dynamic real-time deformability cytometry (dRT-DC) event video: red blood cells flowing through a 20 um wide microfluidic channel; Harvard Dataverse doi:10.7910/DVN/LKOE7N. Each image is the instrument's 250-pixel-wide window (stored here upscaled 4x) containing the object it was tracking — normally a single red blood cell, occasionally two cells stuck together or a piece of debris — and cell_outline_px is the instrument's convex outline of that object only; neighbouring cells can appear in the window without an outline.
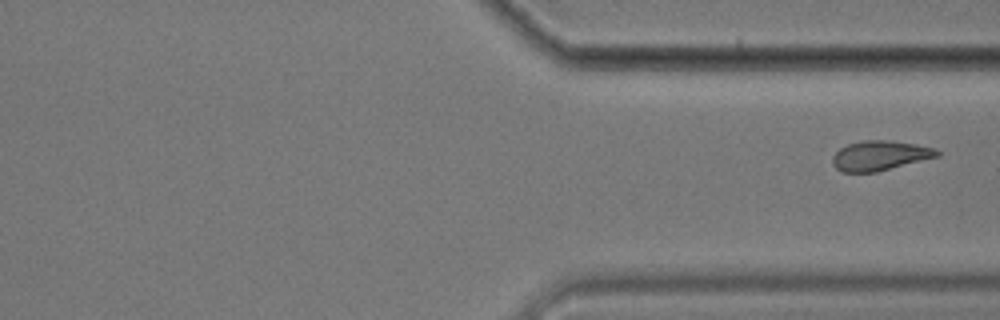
{"species": "common noctule bat (a hibernating species)", "species_latin": "Nyctalus noctula", "temperature_condition": "cold", "stored_images_in_passage": 14, "segment_of_instrument_passage": [2, 2], "camera_frame_rate_fps": 3000, "um_per_image_px": 0.085, "animal": {"sex": "male", "body_mass_g": 17.9}, "frame": {"image": 1, "passage_image": 14, "time_ms": 19.667, "image_size_px": [1000, 320], "cell_outline_px": [[940, 156], [876, 172], [840, 172], [832, 164], [832, 156], [840, 148], [848, 144], [864, 140], [884, 140], [916, 144], [936, 148], [940, 152]], "centroid_in_image_um": [74.79, 13.23], "position_along_channel_um": 336.6, "area_um2": 18.15}}